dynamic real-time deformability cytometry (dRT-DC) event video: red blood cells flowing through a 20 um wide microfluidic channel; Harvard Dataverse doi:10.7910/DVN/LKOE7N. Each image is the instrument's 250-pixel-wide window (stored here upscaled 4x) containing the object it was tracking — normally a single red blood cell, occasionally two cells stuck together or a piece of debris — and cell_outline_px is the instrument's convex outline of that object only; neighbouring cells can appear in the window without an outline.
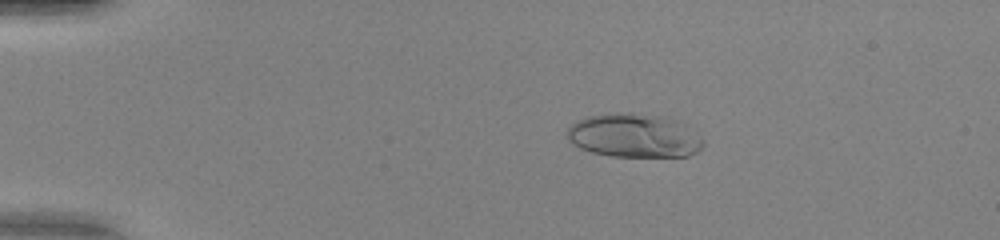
{"species": "human", "species_latin": "Homo sapiens", "temperature_condition": "warm", "stored_images_in_passage": 46, "camera_frame_rate_fps": 3000, "um_per_image_px": 0.085, "donor": {"sex": "female"}, "frame": {"image": 1, "passage_image": 6, "time_ms": 1.667, "image_size_px": [1000, 240], "cell_outline_px": [[704, 144], [696, 152], [688, 156], [608, 156], [592, 152], [580, 148], [572, 144], [568, 140], [564, 132], [576, 120], [588, 116], [612, 112], [660, 116], [684, 124], [704, 140]], "centroid_in_image_um": [53.83, 11.53], "position_along_channel_um": 31.2, "area_um2": 34.56}}
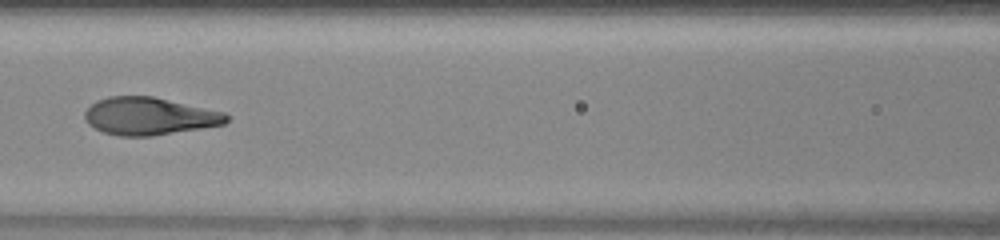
{"frame": {"image": 2, "passage_image": 20, "time_ms": 6.333, "image_size_px": [1000, 240], "cell_outline_px": [[228, 120], [224, 124], [204, 128], [152, 136], [120, 136], [104, 132], [88, 124], [84, 120], [84, 112], [96, 100], [108, 96], [152, 96], [224, 112], [228, 116]], "centroid_in_image_um": [12.67, 9.88], "position_along_channel_um": 153.9, "area_um2": 30.98}}
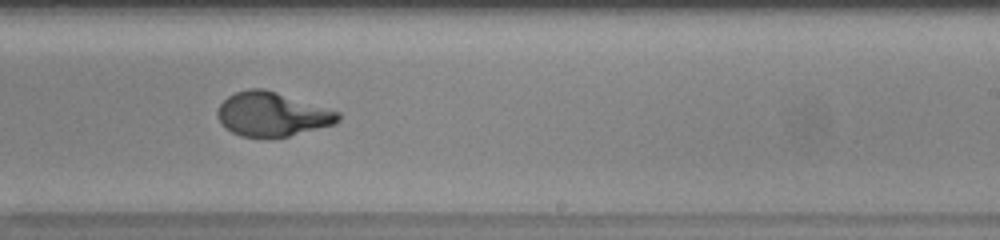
{"frame": {"image": 3, "passage_image": 28, "time_ms": 9.0, "image_size_px": [1000, 240], "cell_outline_px": [[340, 120], [336, 124], [288, 136], [240, 136], [224, 128], [216, 116], [216, 112], [220, 104], [228, 96], [236, 92], [252, 88], [264, 88], [340, 112]], "centroid_in_image_um": [23.12, 9.7], "position_along_channel_um": 265.9, "area_um2": 30.81}, "authors_computed_cell_mechanics": {"area_um2": 31.3854, "velocity_mm_per_s": 4.2115, "shape_relaxation_time_tau1_ms": 4.2528, "shape_relaxation_time_tau2_ms": null, "deformation_change_tau1": 0.2777, "deformation_change_tau2": null}}